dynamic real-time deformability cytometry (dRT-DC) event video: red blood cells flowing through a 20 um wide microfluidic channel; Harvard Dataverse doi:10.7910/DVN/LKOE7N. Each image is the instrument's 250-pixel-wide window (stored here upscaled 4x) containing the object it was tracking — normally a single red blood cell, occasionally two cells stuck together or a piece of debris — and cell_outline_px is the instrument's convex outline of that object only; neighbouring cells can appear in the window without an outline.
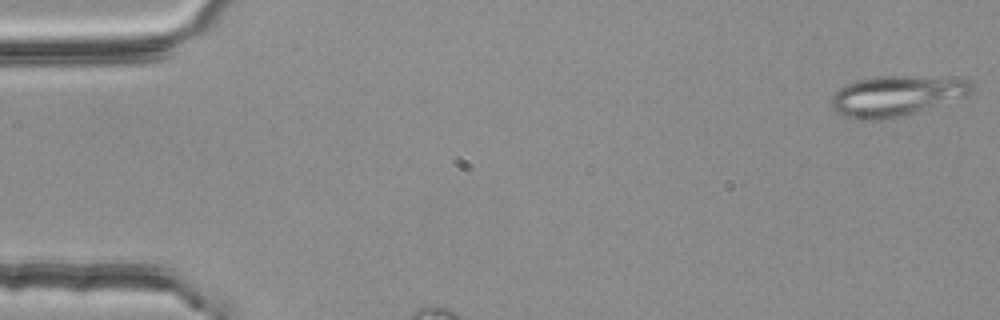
{"species": "common noctule bat (a hibernating species)", "species_latin": "Nyctalus noctula", "temperature_condition": "room temperature", "stored_images_in_passage": 33, "camera_frame_rate_fps": 3000, "um_per_image_px": 0.085, "animal": {"sex": "female", "body_mass_g": 25.1}, "frame": {"image": 1, "passage_image": 1, "time_ms": 0.0, "image_size_px": [1000, 320], "cell_outline_px": [[972, 92], [968, 96], [892, 120], [852, 120], [836, 112], [832, 108], [832, 96], [836, 88], [844, 84], [856, 80], [876, 76], [964, 76], [972, 84]], "centroid_in_image_um": [76.22, 8.14], "position_along_channel_um": 8.8, "area_um2": 34.33}}